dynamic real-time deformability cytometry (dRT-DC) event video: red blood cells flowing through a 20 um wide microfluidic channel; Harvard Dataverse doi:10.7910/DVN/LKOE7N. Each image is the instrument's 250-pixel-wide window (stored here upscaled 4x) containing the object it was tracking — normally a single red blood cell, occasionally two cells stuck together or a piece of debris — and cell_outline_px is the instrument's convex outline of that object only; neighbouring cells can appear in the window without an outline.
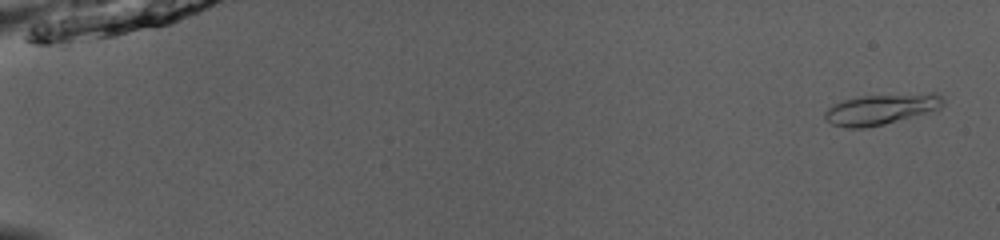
{"species": "common noctule bat (a hibernating species)", "species_latin": "Nyctalus noctula", "temperature_condition": "room temperature", "stored_images_in_passage": 52, "camera_frame_rate_fps": 3000, "um_per_image_px": 0.085, "animal": {"sex": "male", "body_mass_g": 13.0, "forearm_length_mm": 53.1}, "frame": {"image": 1, "passage_image": 2, "time_ms": 0.333, "image_size_px": [1000, 240], "cell_outline_px": [[944, 104], [936, 112], [884, 124], [864, 128], [848, 128], [832, 124], [824, 120], [824, 112], [832, 104], [844, 100], [860, 96], [928, 92], [940, 92], [944, 96]], "centroid_in_image_um": [75.0, 9.27], "position_along_channel_um": 10.0, "area_um2": 21.91}}
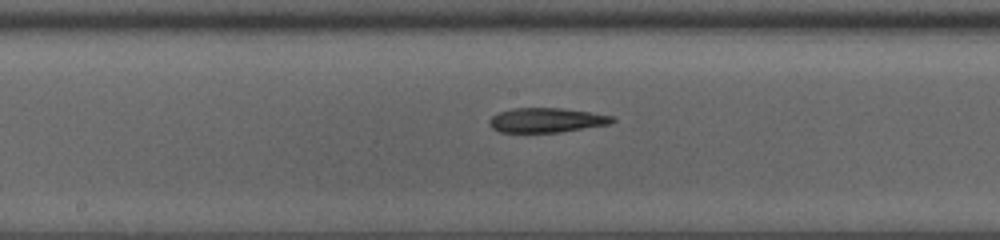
{"frame": {"image": 2, "passage_image": 29, "time_ms": 9.333, "image_size_px": [1000, 240], "cell_outline_px": [[616, 120], [612, 124], [560, 132], [500, 132], [492, 128], [488, 124], [488, 120], [492, 116], [500, 112], [512, 108], [560, 108], [588, 112], [612, 116]], "centroid_in_image_um": [46.44, 10.22], "position_along_channel_um": 201.8, "area_um2": 17.57}}
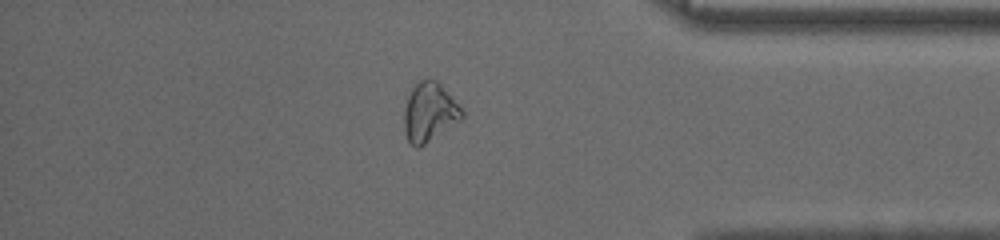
{"frame": {"image": 3, "passage_image": 45, "time_ms": 14.667, "image_size_px": [1000, 240], "cell_outline_px": [[464, 116], [460, 120], [420, 148], [416, 148], [408, 140], [404, 132], [404, 112], [408, 96], [412, 88], [420, 80], [436, 80], [440, 84], [464, 112]], "centroid_in_image_um": [36.48, 9.57], "position_along_channel_um": 398.7, "area_um2": 19.54}}